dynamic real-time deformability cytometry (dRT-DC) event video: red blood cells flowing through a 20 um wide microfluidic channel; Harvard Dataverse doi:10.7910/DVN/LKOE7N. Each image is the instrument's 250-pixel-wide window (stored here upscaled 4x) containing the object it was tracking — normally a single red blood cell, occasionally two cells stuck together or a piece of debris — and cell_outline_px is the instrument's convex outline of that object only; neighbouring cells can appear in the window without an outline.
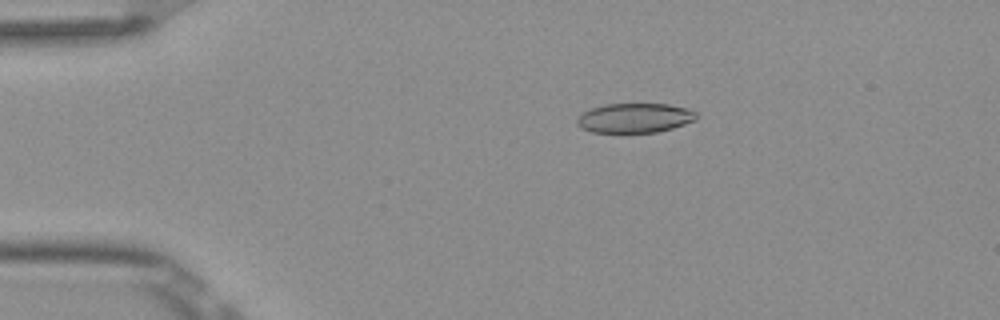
{"species": "Egyptian fruit bat (a non-hibernating species)", "species_latin": "Rousettus aegyptiacus", "temperature_condition": "room temperature", "stored_images_in_passage": 52, "camera_frame_rate_fps": 3000, "um_per_image_px": 0.085, "frame": {"image": 1, "passage_image": 10, "time_ms": 3.0, "image_size_px": [1000, 320], "cell_outline_px": [[696, 120], [672, 128], [656, 132], [620, 136], [592, 132], [580, 128], [576, 124], [576, 116], [592, 108], [604, 104], [668, 104], [688, 108], [696, 112]], "centroid_in_image_um": [53.88, 10.08], "position_along_channel_um": 31.1, "area_um2": 21.5}}
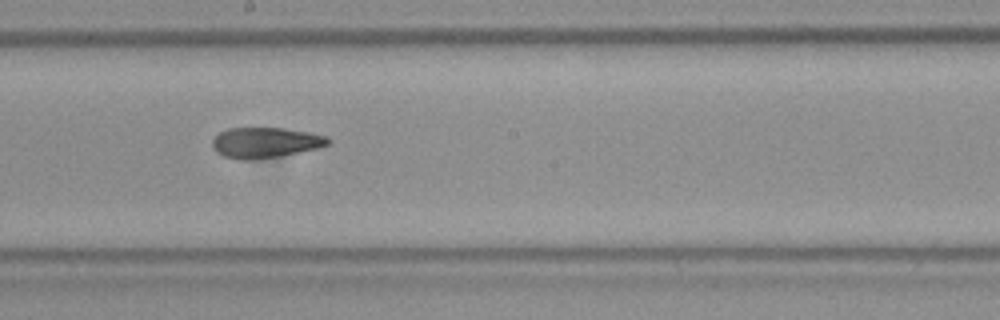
{"frame": {"image": 2, "passage_image": 29, "time_ms": 9.333, "image_size_px": [1000, 320], "cell_outline_px": [[332, 140], [328, 144], [316, 148], [280, 156], [256, 160], [240, 160], [224, 156], [216, 152], [212, 148], [212, 140], [220, 132], [228, 128], [284, 128], [308, 132], [328, 136]], "centroid_in_image_um": [22.53, 12.12], "position_along_channel_um": 225.7, "area_um2": 20.63}}
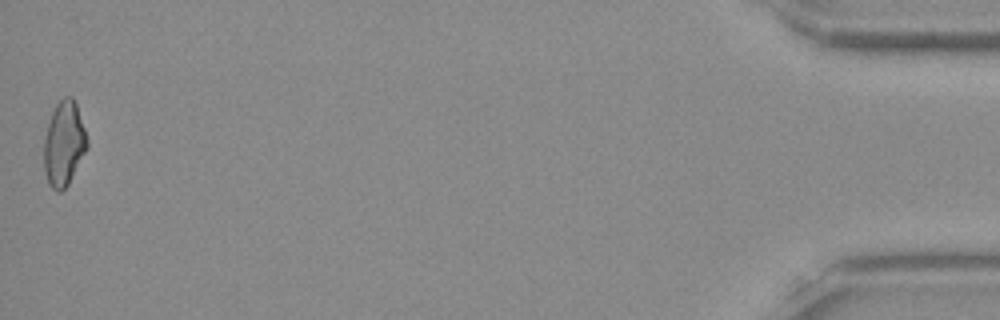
{"frame": {"image": 3, "passage_image": 52, "time_ms": 17.0, "image_size_px": [1000, 320], "cell_outline_px": [[88, 148], [68, 184], [60, 192], [56, 192], [48, 184], [44, 172], [44, 136], [52, 112], [56, 104], [64, 96], [72, 96], [76, 104], [88, 140]], "centroid_in_image_um": [5.43, 12.23], "position_along_channel_um": 429.8, "area_um2": 21.33}, "authors_computed_cell_mechanics": {"area_um2": 21.2704, "velocity_mm_per_s": 3.8898, "shape_relaxation_time_tau1_ms": 9.1574, "shape_relaxation_time_tau2_ms": 3.2213, "deformation_change_tau1": 0.1808, "deformation_change_tau2": 0.0994}}